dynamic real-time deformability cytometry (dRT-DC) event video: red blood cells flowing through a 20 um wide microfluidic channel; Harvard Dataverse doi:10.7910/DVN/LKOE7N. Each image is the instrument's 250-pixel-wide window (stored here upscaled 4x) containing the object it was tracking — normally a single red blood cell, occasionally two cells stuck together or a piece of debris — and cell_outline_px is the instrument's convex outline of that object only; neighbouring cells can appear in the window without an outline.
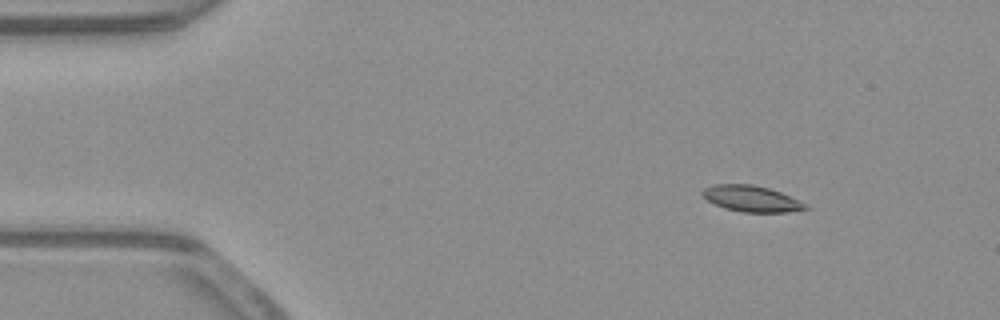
{"species": "common noctule bat (a hibernating species)", "species_latin": "Nyctalus noctula", "temperature_condition": "warm", "stored_images_in_passage": 52, "camera_frame_rate_fps": 3000, "um_per_image_px": 0.085, "animal": {"sex": "male", "body_mass_g": 23.1, "forearm_length_mm": 52.7}, "frame": {"image": 1, "passage_image": 6, "time_ms": 1.667, "image_size_px": [1000, 320], "cell_outline_px": [[812, 208], [788, 212], [740, 212], [724, 208], [708, 200], [700, 192], [704, 188], [712, 184], [752, 184], [768, 188], [780, 192], [808, 204]], "centroid_in_image_um": [63.89, 16.89], "position_along_channel_um": 21.1, "area_um2": 15.72}}
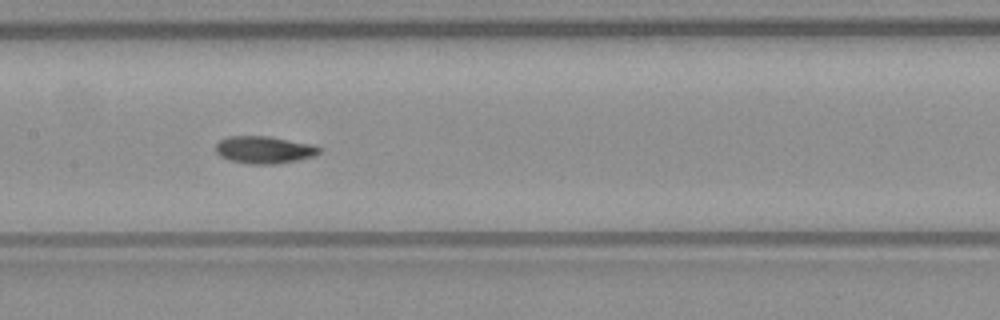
{"frame": {"image": 2, "passage_image": 25, "time_ms": 8.0, "image_size_px": [1000, 320], "cell_outline_px": [[320, 152], [312, 156], [296, 160], [276, 164], [248, 164], [228, 160], [220, 156], [216, 152], [216, 144], [220, 140], [228, 136], [268, 136], [316, 144], [320, 148]], "centroid_in_image_um": [22.45, 12.73], "position_along_channel_um": 185.0, "area_um2": 16.59}}
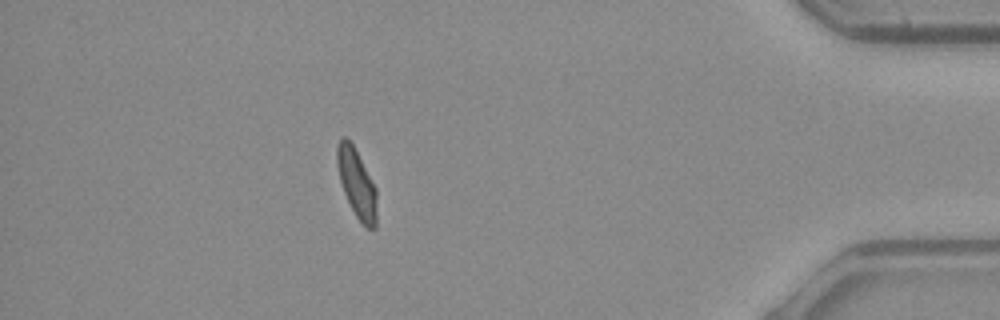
{"frame": {"image": 3, "passage_image": 46, "time_ms": 15.0, "image_size_px": [1000, 320], "cell_outline_px": [[376, 228], [364, 228], [356, 216], [344, 192], [340, 180], [336, 164], [336, 148], [340, 136], [344, 136], [352, 144], [376, 188]], "centroid_in_image_um": [30.3, 15.59], "position_along_channel_um": 404.9, "area_um2": 15.72}, "authors_computed_cell_mechanics": {"area_um2": 16.0973, "velocity_mm_per_s": 3.9034, "shape_relaxation_time_tau1_ms": 4.7282, "shape_relaxation_time_tau2_ms": 1.947, "deformation_change_tau1": 0.1696, "deformation_change_tau2": 0.0471}}